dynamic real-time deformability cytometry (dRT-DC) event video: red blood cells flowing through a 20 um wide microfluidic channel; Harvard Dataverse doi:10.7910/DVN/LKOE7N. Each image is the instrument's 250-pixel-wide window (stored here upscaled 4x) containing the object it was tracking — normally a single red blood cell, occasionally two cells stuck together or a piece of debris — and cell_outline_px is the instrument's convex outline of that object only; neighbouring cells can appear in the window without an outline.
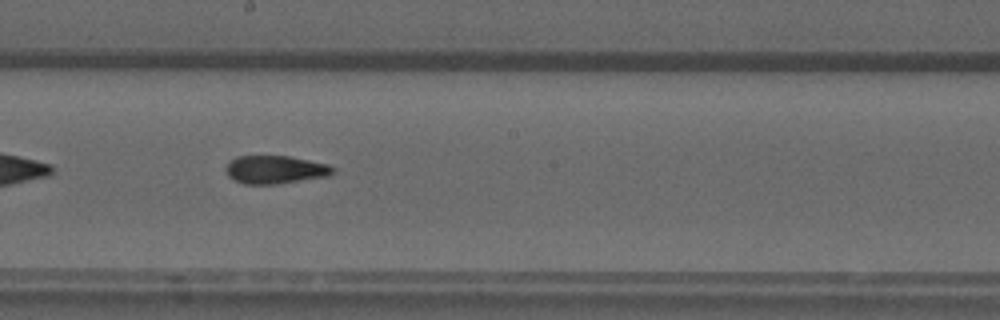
{"species": "common noctule bat (a hibernating species)", "species_latin": "Nyctalus noctula", "temperature_condition": "warm", "stored_images_in_passage": 37, "camera_frame_rate_fps": 3000, "um_per_image_px": 0.085, "animal": {"sex": "male", "forearm_length_mm": 52.5}, "frame": {"image": 1, "passage_image": 16, "time_ms": 5.0, "image_size_px": [1000, 320], "cell_outline_px": [[336, 168], [328, 176], [276, 184], [244, 184], [228, 176], [228, 164], [236, 156], [288, 156], [328, 164]], "centroid_in_image_um": [23.42, 14.42], "position_along_channel_um": 224.8, "area_um2": 17.22}}
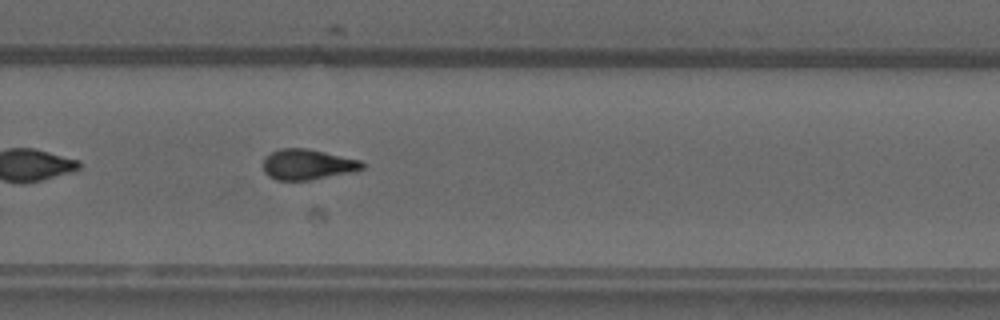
{"frame": {"image": 2, "passage_image": 22, "time_ms": 7.0, "image_size_px": [1000, 320], "cell_outline_px": [[364, 168], [348, 172], [308, 180], [276, 180], [268, 176], [264, 172], [264, 156], [280, 148], [304, 148], [324, 152], [360, 160], [364, 164]], "centroid_in_image_um": [26.08, 13.97], "position_along_channel_um": 303.7, "area_um2": 17.28}, "authors_computed_cell_mechanics": {"area_um2": 17.6868, "velocity_mm_per_s": 3.9606, "shape_relaxation_time_tau1_ms": 8.0323, "shape_relaxation_time_tau2_ms": 2.6302, "deformation_change_tau1": 0.2117, "deformation_change_tau2": 0.1056}}